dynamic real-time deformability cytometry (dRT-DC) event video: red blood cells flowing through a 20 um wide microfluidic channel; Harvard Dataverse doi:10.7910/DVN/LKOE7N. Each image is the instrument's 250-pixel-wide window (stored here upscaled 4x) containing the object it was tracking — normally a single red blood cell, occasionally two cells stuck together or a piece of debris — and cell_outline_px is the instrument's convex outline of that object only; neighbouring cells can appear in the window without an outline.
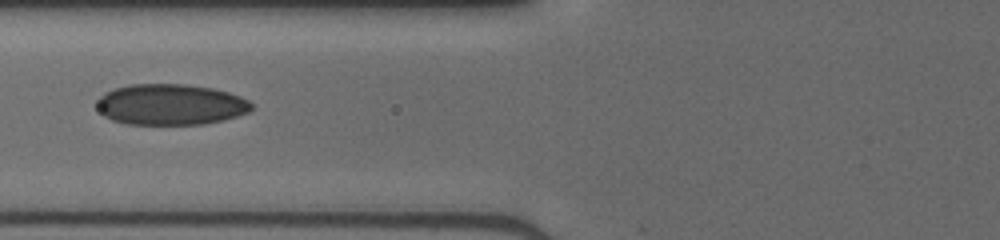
{"species": "human", "species_latin": "Homo sapiens", "temperature_condition": "cold", "stored_images_in_passage": 11, "camera_frame_rate_fps": 3000, "um_per_image_px": 0.085, "donor": {"sex": "male"}, "frame": {"image": 1, "passage_image": 7, "time_ms": 2.0, "image_size_px": [1000, 240], "cell_outline_px": [[252, 108], [248, 112], [224, 120], [204, 124], [128, 124], [112, 120], [104, 116], [100, 112], [100, 96], [104, 92], [128, 84], [188, 84], [212, 88], [228, 92], [240, 96], [248, 100], [252, 104]], "centroid_in_image_um": [14.52, 8.88], "position_along_channel_um": 111.3, "area_um2": 36.76}}